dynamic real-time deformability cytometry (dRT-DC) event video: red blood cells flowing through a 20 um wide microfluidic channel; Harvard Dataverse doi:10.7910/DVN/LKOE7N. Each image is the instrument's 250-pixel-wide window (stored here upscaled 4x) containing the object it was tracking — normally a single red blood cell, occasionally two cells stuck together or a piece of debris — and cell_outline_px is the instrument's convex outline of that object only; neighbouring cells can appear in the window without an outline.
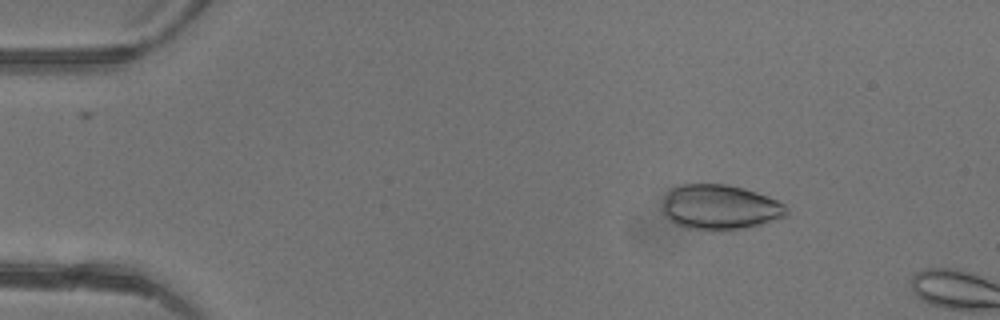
{"species": "common noctule bat (a hibernating species)", "species_latin": "Nyctalus noctula", "temperature_condition": "warm", "stored_images_in_passage": 10, "camera_frame_rate_fps": 3000, "um_per_image_px": 0.085, "animal": {"sex": "female"}, "frame": {"image": 1, "passage_image": 7, "time_ms": 2.0, "image_size_px": [1000, 320], "cell_outline_px": [[788, 216], [780, 220], [732, 232], [712, 232], [688, 228], [676, 224], [668, 220], [664, 212], [664, 200], [668, 192], [672, 188], [680, 184], [724, 184], [744, 188], [768, 196], [784, 204], [788, 208]], "centroid_in_image_um": [61.26, 17.66], "position_along_channel_um": 23.7, "area_um2": 33.41}}